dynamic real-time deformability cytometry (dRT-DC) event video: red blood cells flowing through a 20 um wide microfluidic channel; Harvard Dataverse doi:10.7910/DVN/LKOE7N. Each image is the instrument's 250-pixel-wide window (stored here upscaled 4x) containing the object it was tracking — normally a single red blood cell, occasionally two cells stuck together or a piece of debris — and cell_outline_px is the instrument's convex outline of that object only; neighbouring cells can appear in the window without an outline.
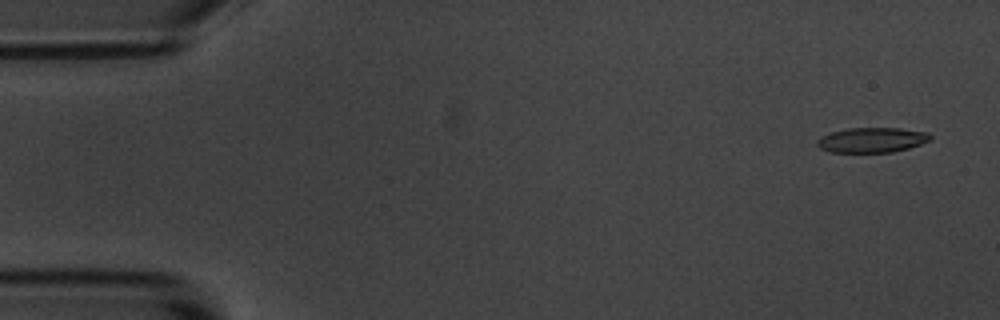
{"species": "common noctule bat (a hibernating species)", "species_latin": "Nyctalus noctula", "temperature_condition": "room temperature", "stored_images_in_passage": 6, "camera_frame_rate_fps": 3000, "um_per_image_px": 0.085, "animal": {"sex": "male", "body_mass_g": 20.1, "forearm_length_mm": 53.5}, "frame": {"image": 1, "passage_image": 1, "time_ms": 0.0, "image_size_px": [1000, 320], "cell_outline_px": [[932, 140], [908, 148], [892, 152], [832, 152], [820, 148], [816, 144], [816, 140], [820, 136], [832, 132], [848, 128], [900, 128], [928, 132], [932, 136]], "centroid_in_image_um": [74.12, 11.89], "position_along_channel_um": 10.9, "area_um2": 16.53}}
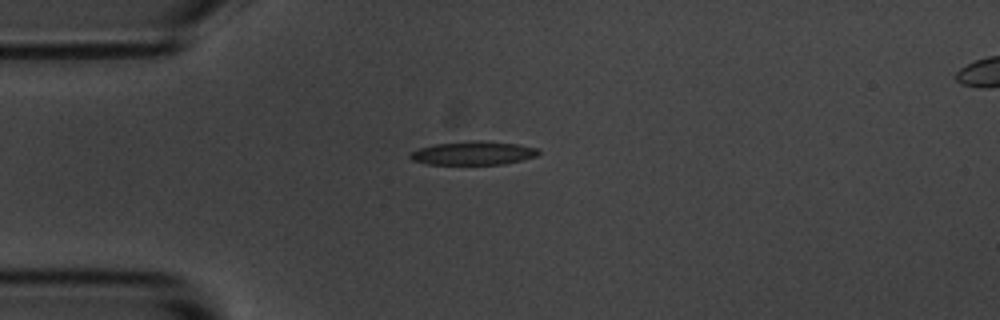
{"frame": {"image": 2, "passage_image": 4, "time_ms": 3.667, "image_size_px": [1000, 320], "cell_outline_px": [[540, 152], [536, 156], [504, 164], [428, 164], [412, 160], [408, 156], [412, 152], [420, 148], [436, 144], [472, 140], [484, 140], [520, 144], [540, 148]], "centroid_in_image_um": [40.27, 13.0], "position_along_channel_um": 44.7, "area_um2": 17.69}}